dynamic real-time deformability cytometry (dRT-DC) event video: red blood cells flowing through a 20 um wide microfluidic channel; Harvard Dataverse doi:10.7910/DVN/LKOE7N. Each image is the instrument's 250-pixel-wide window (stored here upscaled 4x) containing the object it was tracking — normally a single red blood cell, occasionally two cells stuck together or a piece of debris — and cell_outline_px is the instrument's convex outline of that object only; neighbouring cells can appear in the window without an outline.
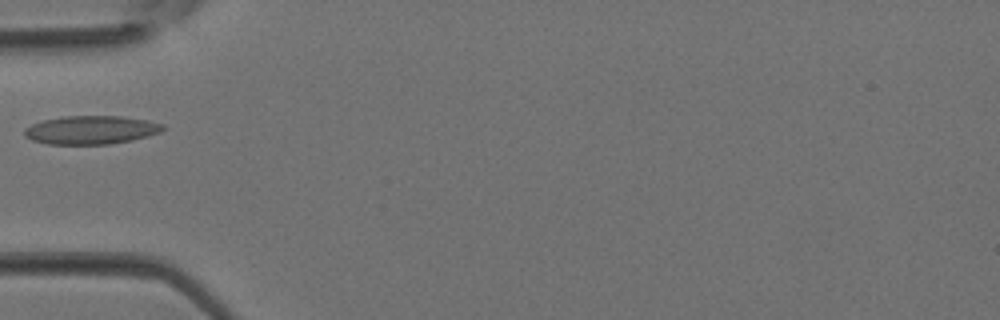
{"species": "Egyptian fruit bat (a non-hibernating species)", "species_latin": "Rousettus aegyptiacus", "temperature_condition": "room temperature", "stored_images_in_passage": 4, "camera_frame_rate_fps": 3000, "um_per_image_px": 0.085, "animal": {"sex": "female"}, "frame": {"image": 1, "passage_image": 4, "time_ms": 1.0, "image_size_px": [1000, 320], "cell_outline_px": [[164, 128], [160, 132], [148, 136], [132, 140], [108, 144], [48, 144], [32, 140], [24, 136], [24, 128], [32, 124], [44, 120], [64, 116], [120, 116], [148, 120], [164, 124]], "centroid_in_image_um": [7.74, 11.04], "position_along_channel_um": 77.3, "area_um2": 22.95}}